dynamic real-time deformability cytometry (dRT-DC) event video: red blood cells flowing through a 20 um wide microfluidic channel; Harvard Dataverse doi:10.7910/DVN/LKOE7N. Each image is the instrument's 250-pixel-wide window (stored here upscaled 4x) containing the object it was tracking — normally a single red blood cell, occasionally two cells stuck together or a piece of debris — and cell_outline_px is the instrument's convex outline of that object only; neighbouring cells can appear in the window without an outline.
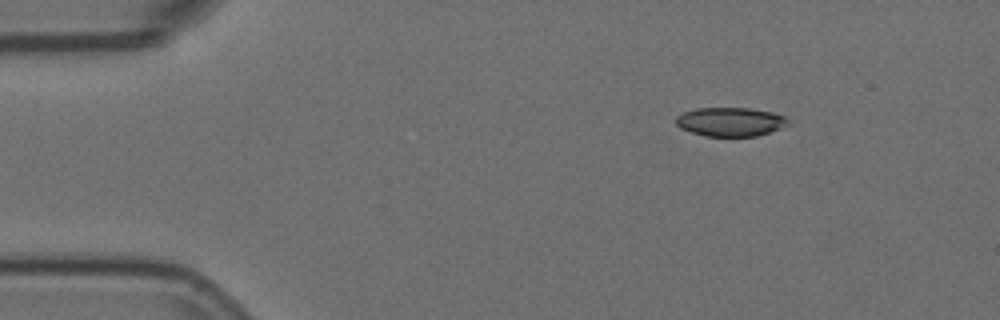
{"species": "Egyptian fruit bat (a non-hibernating species)", "species_latin": "Rousettus aegyptiacus", "temperature_condition": "room temperature", "stored_images_in_passage": 4, "camera_frame_rate_fps": 3000, "um_per_image_px": 0.085, "animal": {"sex": "female"}, "frame": {"image": 1, "passage_image": 1, "time_ms": 0.0, "image_size_px": [1000, 320], "cell_outline_px": [[788, 124], [780, 128], [756, 136], [704, 136], [680, 128], [676, 124], [676, 116], [684, 112], [696, 108], [748, 108], [772, 112], [784, 116], [788, 120]], "centroid_in_image_um": [62.05, 10.35], "position_along_channel_um": 22.9, "area_um2": 18.73}}
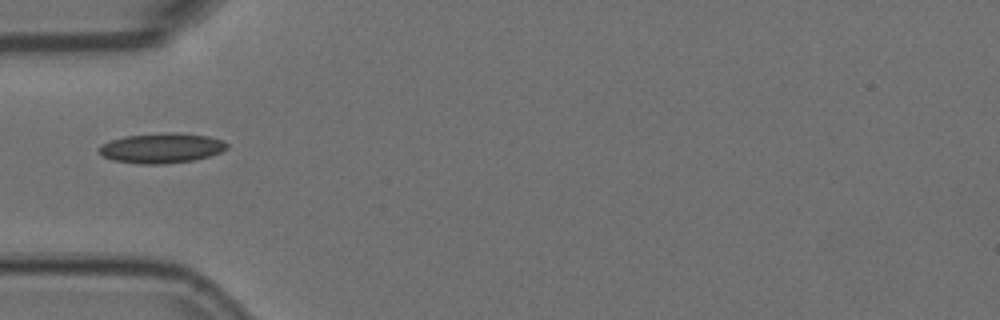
{"frame": {"image": 2, "passage_image": 4, "time_ms": 1.0, "image_size_px": [1000, 320], "cell_outline_px": [[228, 148], [220, 152], [208, 156], [192, 160], [160, 164], [140, 164], [112, 160], [104, 156], [96, 148], [112, 140], [124, 136], [208, 136], [220, 140], [228, 144]], "centroid_in_image_um": [13.68, 12.65], "position_along_channel_um": 71.3, "area_um2": 20.81}}